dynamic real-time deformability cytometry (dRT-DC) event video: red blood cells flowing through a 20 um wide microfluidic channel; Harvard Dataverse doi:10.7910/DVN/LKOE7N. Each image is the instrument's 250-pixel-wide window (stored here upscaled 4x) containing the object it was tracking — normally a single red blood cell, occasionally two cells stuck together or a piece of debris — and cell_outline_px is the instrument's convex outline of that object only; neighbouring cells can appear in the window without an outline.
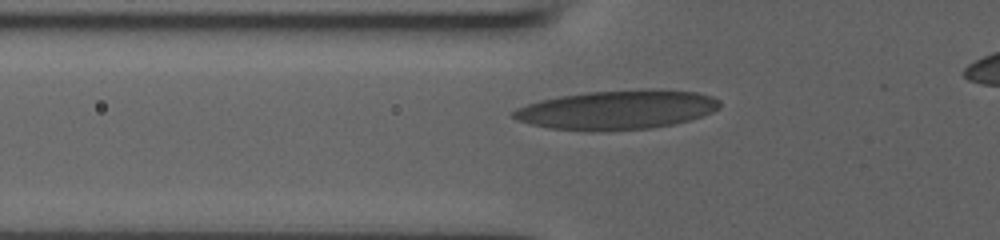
{"species": "human", "species_latin": "Homo sapiens", "temperature_condition": "room temperature", "stored_images_in_passage": 16, "camera_frame_rate_fps": 3000, "um_per_image_px": 0.085, "donor": {"sex": "male"}, "frame": {"image": 1, "passage_image": 4, "time_ms": 1.0, "image_size_px": [1000, 240], "cell_outline_px": [[720, 108], [712, 112], [676, 124], [652, 128], [588, 132], [548, 128], [516, 120], [512, 116], [512, 112], [516, 108], [540, 100], [560, 96], [588, 92], [640, 88], [660, 88], [696, 92], [712, 96], [720, 100]], "centroid_in_image_um": [52.47, 9.32], "position_along_channel_um": 73.3, "area_um2": 47.8}}
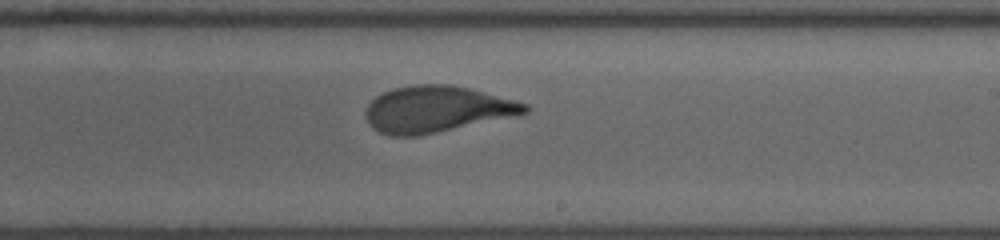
{"frame": {"image": 2, "passage_image": 9, "time_ms": 2.667, "image_size_px": [1000, 240], "cell_outline_px": [[532, 108], [528, 112], [520, 116], [420, 136], [388, 136], [372, 128], [368, 124], [364, 116], [364, 112], [368, 104], [376, 96], [392, 88], [416, 84], [448, 84], [468, 88], [528, 104]], "centroid_in_image_um": [37.12, 9.31], "position_along_channel_um": 251.9, "area_um2": 43.64}}
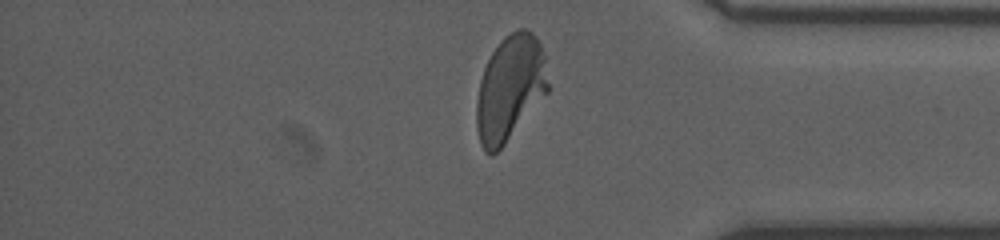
{"frame": {"image": 3, "passage_image": 16, "time_ms": 5.0, "image_size_px": [1000, 240], "cell_outline_px": [[548, 92], [504, 144], [492, 156], [484, 152], [480, 144], [476, 128], [476, 100], [480, 80], [484, 68], [492, 52], [500, 40], [504, 36], [516, 28], [528, 28], [536, 36], [540, 44], [544, 56], [548, 84]], "centroid_in_image_um": [43.32, 7.48], "position_along_channel_um": 391.9, "area_um2": 43.99}}